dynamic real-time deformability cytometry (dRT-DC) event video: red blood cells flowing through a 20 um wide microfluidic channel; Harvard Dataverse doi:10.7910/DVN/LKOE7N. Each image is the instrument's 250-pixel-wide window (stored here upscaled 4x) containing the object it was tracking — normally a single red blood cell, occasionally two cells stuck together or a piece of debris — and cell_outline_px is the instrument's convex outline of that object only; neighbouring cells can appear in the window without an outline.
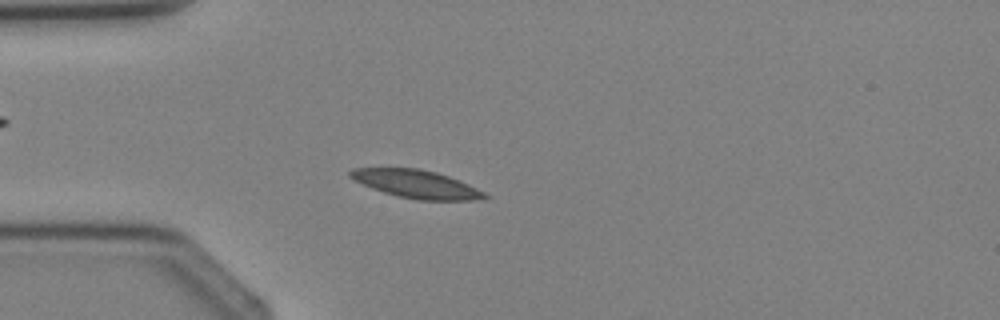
{"species": "Egyptian fruit bat (a non-hibernating species)", "species_latin": "Rousettus aegyptiacus", "temperature_condition": "cold", "stored_images_in_passage": 3, "camera_frame_rate_fps": 3000, "um_per_image_px": 0.085, "animal": {"sex": "female"}, "frame": {"image": 1, "passage_image": 3, "time_ms": 3.333, "image_size_px": [1000, 320], "cell_outline_px": [[488, 196], [472, 200], [416, 200], [396, 196], [372, 188], [348, 176], [348, 172], [352, 168], [420, 168], [436, 172], [460, 180], [484, 192]], "centroid_in_image_um": [35.36, 15.64], "position_along_channel_um": 49.6, "area_um2": 21.79}}